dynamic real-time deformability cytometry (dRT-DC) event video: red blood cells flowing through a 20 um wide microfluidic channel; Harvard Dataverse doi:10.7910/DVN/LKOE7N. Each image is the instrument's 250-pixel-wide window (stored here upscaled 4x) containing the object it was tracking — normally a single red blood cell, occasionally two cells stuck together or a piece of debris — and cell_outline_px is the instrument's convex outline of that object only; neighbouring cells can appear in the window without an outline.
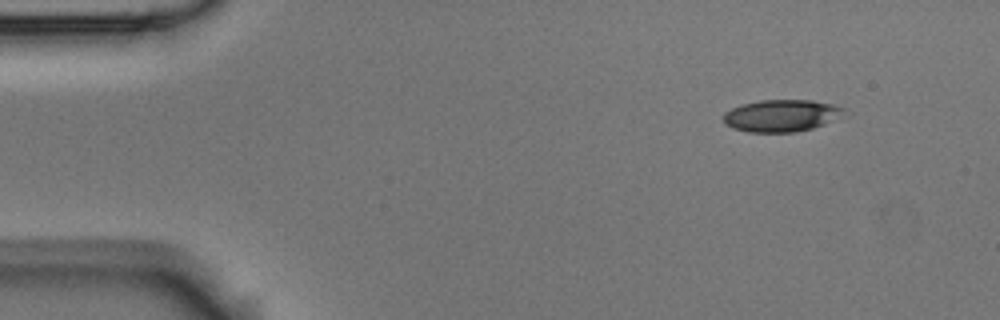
{"species": "Egyptian fruit bat (a non-hibernating species)", "species_latin": "Rousettus aegyptiacus", "temperature_condition": "room temperature", "stored_images_in_passage": 4, "camera_frame_rate_fps": 3000, "um_per_image_px": 0.085, "animal": {"sex": "male"}, "frame": {"image": 1, "passage_image": 1, "time_ms": 0.0, "image_size_px": [1000, 320], "cell_outline_px": [[848, 116], [812, 128], [796, 132], [748, 132], [732, 128], [724, 124], [724, 112], [732, 108], [744, 104], [760, 100], [812, 100], [832, 104], [844, 108]], "centroid_in_image_um": [66.48, 9.83], "position_along_channel_um": 18.5, "area_um2": 22.77}}
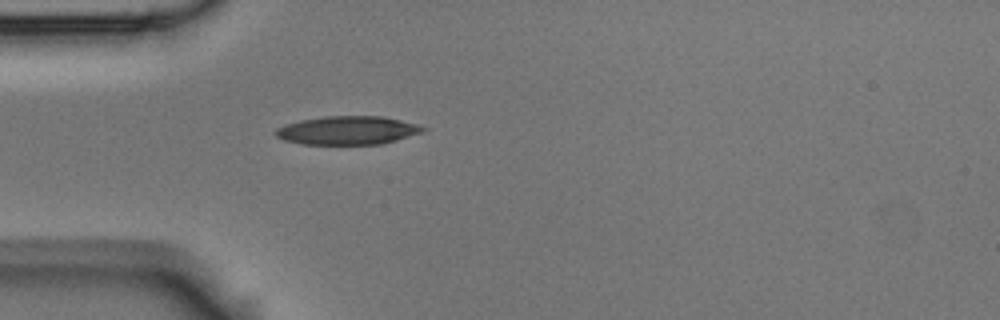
{"frame": {"image": 2, "passage_image": 4, "time_ms": 1.0, "image_size_px": [1000, 320], "cell_outline_px": [[428, 128], [424, 132], [396, 140], [380, 144], [304, 144], [284, 140], [276, 136], [272, 132], [276, 128], [300, 120], [324, 116], [384, 116], [416, 124]], "centroid_in_image_um": [29.55, 11.08], "position_along_channel_um": 55.4, "area_um2": 24.45}}